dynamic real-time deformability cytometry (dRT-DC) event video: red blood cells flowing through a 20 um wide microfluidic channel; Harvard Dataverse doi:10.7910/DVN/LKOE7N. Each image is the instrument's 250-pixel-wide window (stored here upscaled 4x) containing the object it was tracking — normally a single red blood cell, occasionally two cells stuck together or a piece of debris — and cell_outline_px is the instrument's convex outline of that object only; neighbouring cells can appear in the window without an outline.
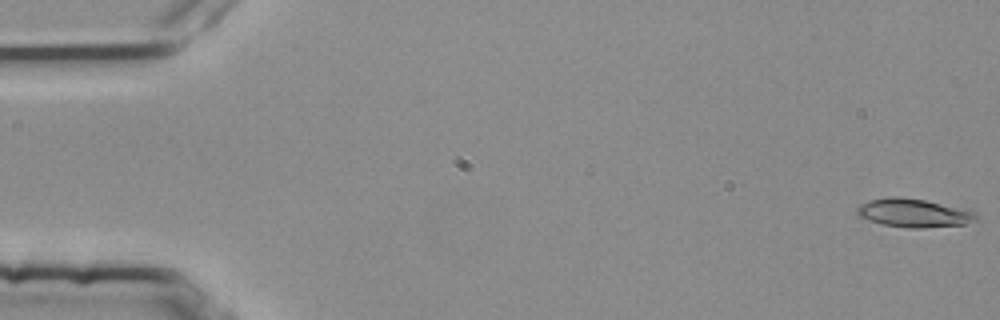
{"species": "common noctule bat (a hibernating species)", "species_latin": "Nyctalus noctula", "temperature_condition": "room temperature", "stored_images_in_passage": 3, "camera_frame_rate_fps": 3000, "um_per_image_px": 0.085, "animal": {"sex": "female", "body_mass_g": 25.1}, "frame": {"image": 1, "passage_image": 1, "time_ms": 0.0, "image_size_px": [1000, 320], "cell_outline_px": [[976, 220], [964, 224], [920, 228], [908, 228], [884, 224], [868, 220], [856, 216], [856, 208], [860, 204], [872, 200], [888, 196], [900, 196], [924, 200], [968, 208], [976, 212]], "centroid_in_image_um": [77.67, 18.09], "position_along_channel_um": 7.3, "area_um2": 19.94}}